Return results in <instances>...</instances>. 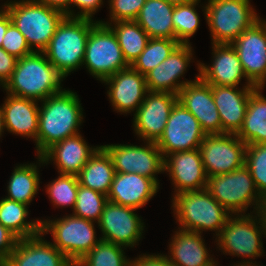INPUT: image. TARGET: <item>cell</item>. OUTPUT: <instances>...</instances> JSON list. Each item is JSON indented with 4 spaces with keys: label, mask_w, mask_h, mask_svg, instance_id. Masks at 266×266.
I'll return each mask as SVG.
<instances>
[{
    "label": "cell",
    "mask_w": 266,
    "mask_h": 266,
    "mask_svg": "<svg viewBox=\"0 0 266 266\" xmlns=\"http://www.w3.org/2000/svg\"><path fill=\"white\" fill-rule=\"evenodd\" d=\"M76 92L64 90L41 101L37 156L67 137L76 135L83 121V108Z\"/></svg>",
    "instance_id": "obj_1"
},
{
    "label": "cell",
    "mask_w": 266,
    "mask_h": 266,
    "mask_svg": "<svg viewBox=\"0 0 266 266\" xmlns=\"http://www.w3.org/2000/svg\"><path fill=\"white\" fill-rule=\"evenodd\" d=\"M63 79L44 52H32L17 60L3 89L7 94L41 102L64 90L61 86Z\"/></svg>",
    "instance_id": "obj_2"
},
{
    "label": "cell",
    "mask_w": 266,
    "mask_h": 266,
    "mask_svg": "<svg viewBox=\"0 0 266 266\" xmlns=\"http://www.w3.org/2000/svg\"><path fill=\"white\" fill-rule=\"evenodd\" d=\"M2 6L34 52H43L48 47L58 25L66 17L38 0H14Z\"/></svg>",
    "instance_id": "obj_3"
},
{
    "label": "cell",
    "mask_w": 266,
    "mask_h": 266,
    "mask_svg": "<svg viewBox=\"0 0 266 266\" xmlns=\"http://www.w3.org/2000/svg\"><path fill=\"white\" fill-rule=\"evenodd\" d=\"M97 22L86 18L65 17L58 25L43 52L64 78L83 66L87 38Z\"/></svg>",
    "instance_id": "obj_4"
},
{
    "label": "cell",
    "mask_w": 266,
    "mask_h": 266,
    "mask_svg": "<svg viewBox=\"0 0 266 266\" xmlns=\"http://www.w3.org/2000/svg\"><path fill=\"white\" fill-rule=\"evenodd\" d=\"M174 217L181 230L202 233L215 231L217 236L231 214L220 205L208 190L186 191L173 195ZM202 231V232H201Z\"/></svg>",
    "instance_id": "obj_5"
},
{
    "label": "cell",
    "mask_w": 266,
    "mask_h": 266,
    "mask_svg": "<svg viewBox=\"0 0 266 266\" xmlns=\"http://www.w3.org/2000/svg\"><path fill=\"white\" fill-rule=\"evenodd\" d=\"M203 5L212 43L232 44L260 19L250 0H208Z\"/></svg>",
    "instance_id": "obj_6"
},
{
    "label": "cell",
    "mask_w": 266,
    "mask_h": 266,
    "mask_svg": "<svg viewBox=\"0 0 266 266\" xmlns=\"http://www.w3.org/2000/svg\"><path fill=\"white\" fill-rule=\"evenodd\" d=\"M40 221L43 235L50 233L53 236L51 243L73 264L81 260L101 240L96 237L94 221L73 214Z\"/></svg>",
    "instance_id": "obj_7"
},
{
    "label": "cell",
    "mask_w": 266,
    "mask_h": 266,
    "mask_svg": "<svg viewBox=\"0 0 266 266\" xmlns=\"http://www.w3.org/2000/svg\"><path fill=\"white\" fill-rule=\"evenodd\" d=\"M206 189L231 214H246L249 206L256 210L251 213L257 212L261 195L245 165L230 173L208 177Z\"/></svg>",
    "instance_id": "obj_8"
},
{
    "label": "cell",
    "mask_w": 266,
    "mask_h": 266,
    "mask_svg": "<svg viewBox=\"0 0 266 266\" xmlns=\"http://www.w3.org/2000/svg\"><path fill=\"white\" fill-rule=\"evenodd\" d=\"M254 214L256 216L251 213L230 214L225 226L215 238L217 248L223 254L240 256L243 259L248 257L249 260L243 261L250 262L265 253L262 242L264 235L262 223L258 214L256 212Z\"/></svg>",
    "instance_id": "obj_9"
},
{
    "label": "cell",
    "mask_w": 266,
    "mask_h": 266,
    "mask_svg": "<svg viewBox=\"0 0 266 266\" xmlns=\"http://www.w3.org/2000/svg\"><path fill=\"white\" fill-rule=\"evenodd\" d=\"M83 65L101 82L116 72L129 67L113 30L97 22L90 30L86 42Z\"/></svg>",
    "instance_id": "obj_10"
},
{
    "label": "cell",
    "mask_w": 266,
    "mask_h": 266,
    "mask_svg": "<svg viewBox=\"0 0 266 266\" xmlns=\"http://www.w3.org/2000/svg\"><path fill=\"white\" fill-rule=\"evenodd\" d=\"M246 147L236 134L206 135L199 151L207 177L230 173L243 167Z\"/></svg>",
    "instance_id": "obj_11"
},
{
    "label": "cell",
    "mask_w": 266,
    "mask_h": 266,
    "mask_svg": "<svg viewBox=\"0 0 266 266\" xmlns=\"http://www.w3.org/2000/svg\"><path fill=\"white\" fill-rule=\"evenodd\" d=\"M145 146L111 144L101 145L110 156L114 169L119 173H136L153 179L164 172V157L156 142L145 141Z\"/></svg>",
    "instance_id": "obj_12"
},
{
    "label": "cell",
    "mask_w": 266,
    "mask_h": 266,
    "mask_svg": "<svg viewBox=\"0 0 266 266\" xmlns=\"http://www.w3.org/2000/svg\"><path fill=\"white\" fill-rule=\"evenodd\" d=\"M205 136L195 116L178 101L173 106L164 132L156 144L165 157L174 152L199 148Z\"/></svg>",
    "instance_id": "obj_13"
},
{
    "label": "cell",
    "mask_w": 266,
    "mask_h": 266,
    "mask_svg": "<svg viewBox=\"0 0 266 266\" xmlns=\"http://www.w3.org/2000/svg\"><path fill=\"white\" fill-rule=\"evenodd\" d=\"M137 209L108 201L97 223L102 232L101 240L132 247L142 239L144 222L134 211Z\"/></svg>",
    "instance_id": "obj_14"
},
{
    "label": "cell",
    "mask_w": 266,
    "mask_h": 266,
    "mask_svg": "<svg viewBox=\"0 0 266 266\" xmlns=\"http://www.w3.org/2000/svg\"><path fill=\"white\" fill-rule=\"evenodd\" d=\"M247 79L264 89L266 83V21L260 18L231 44Z\"/></svg>",
    "instance_id": "obj_15"
},
{
    "label": "cell",
    "mask_w": 266,
    "mask_h": 266,
    "mask_svg": "<svg viewBox=\"0 0 266 266\" xmlns=\"http://www.w3.org/2000/svg\"><path fill=\"white\" fill-rule=\"evenodd\" d=\"M177 102L178 95L176 94L148 91L142 104L133 113L135 134L143 141L157 142Z\"/></svg>",
    "instance_id": "obj_16"
},
{
    "label": "cell",
    "mask_w": 266,
    "mask_h": 266,
    "mask_svg": "<svg viewBox=\"0 0 266 266\" xmlns=\"http://www.w3.org/2000/svg\"><path fill=\"white\" fill-rule=\"evenodd\" d=\"M192 59L191 44H179L162 63L145 74L148 91L178 95L187 83L193 82L179 80L185 74Z\"/></svg>",
    "instance_id": "obj_17"
},
{
    "label": "cell",
    "mask_w": 266,
    "mask_h": 266,
    "mask_svg": "<svg viewBox=\"0 0 266 266\" xmlns=\"http://www.w3.org/2000/svg\"><path fill=\"white\" fill-rule=\"evenodd\" d=\"M178 101L195 116L206 135L222 134L221 119L211 85L204 82L199 74L180 90Z\"/></svg>",
    "instance_id": "obj_18"
},
{
    "label": "cell",
    "mask_w": 266,
    "mask_h": 266,
    "mask_svg": "<svg viewBox=\"0 0 266 266\" xmlns=\"http://www.w3.org/2000/svg\"><path fill=\"white\" fill-rule=\"evenodd\" d=\"M164 171L168 172L174 195L207 187L206 175L199 148L174 152L164 157Z\"/></svg>",
    "instance_id": "obj_19"
},
{
    "label": "cell",
    "mask_w": 266,
    "mask_h": 266,
    "mask_svg": "<svg viewBox=\"0 0 266 266\" xmlns=\"http://www.w3.org/2000/svg\"><path fill=\"white\" fill-rule=\"evenodd\" d=\"M102 83L109 85L108 98L113 108L121 114L136 112L148 93L145 75L131 66L116 72Z\"/></svg>",
    "instance_id": "obj_20"
},
{
    "label": "cell",
    "mask_w": 266,
    "mask_h": 266,
    "mask_svg": "<svg viewBox=\"0 0 266 266\" xmlns=\"http://www.w3.org/2000/svg\"><path fill=\"white\" fill-rule=\"evenodd\" d=\"M212 63L207 66L197 63L199 77L209 85L234 86L246 80V85H253L246 77L238 54L231 44H212Z\"/></svg>",
    "instance_id": "obj_21"
},
{
    "label": "cell",
    "mask_w": 266,
    "mask_h": 266,
    "mask_svg": "<svg viewBox=\"0 0 266 266\" xmlns=\"http://www.w3.org/2000/svg\"><path fill=\"white\" fill-rule=\"evenodd\" d=\"M43 233L18 239L15 249L1 266H71L73 263Z\"/></svg>",
    "instance_id": "obj_22"
},
{
    "label": "cell",
    "mask_w": 266,
    "mask_h": 266,
    "mask_svg": "<svg viewBox=\"0 0 266 266\" xmlns=\"http://www.w3.org/2000/svg\"><path fill=\"white\" fill-rule=\"evenodd\" d=\"M254 85L234 86L211 85L212 96L222 124V134H237L243 125L248 101Z\"/></svg>",
    "instance_id": "obj_23"
},
{
    "label": "cell",
    "mask_w": 266,
    "mask_h": 266,
    "mask_svg": "<svg viewBox=\"0 0 266 266\" xmlns=\"http://www.w3.org/2000/svg\"><path fill=\"white\" fill-rule=\"evenodd\" d=\"M153 179L136 173L116 172L108 193V201L139 209L159 191Z\"/></svg>",
    "instance_id": "obj_24"
},
{
    "label": "cell",
    "mask_w": 266,
    "mask_h": 266,
    "mask_svg": "<svg viewBox=\"0 0 266 266\" xmlns=\"http://www.w3.org/2000/svg\"><path fill=\"white\" fill-rule=\"evenodd\" d=\"M98 147H90L78 133L55 143L41 157L45 165L54 161L59 174L77 176Z\"/></svg>",
    "instance_id": "obj_25"
},
{
    "label": "cell",
    "mask_w": 266,
    "mask_h": 266,
    "mask_svg": "<svg viewBox=\"0 0 266 266\" xmlns=\"http://www.w3.org/2000/svg\"><path fill=\"white\" fill-rule=\"evenodd\" d=\"M38 101L7 94L3 103L4 127L10 133L32 138L36 143L39 124Z\"/></svg>",
    "instance_id": "obj_26"
},
{
    "label": "cell",
    "mask_w": 266,
    "mask_h": 266,
    "mask_svg": "<svg viewBox=\"0 0 266 266\" xmlns=\"http://www.w3.org/2000/svg\"><path fill=\"white\" fill-rule=\"evenodd\" d=\"M170 240V256L166 257L174 266H208L214 261L208 253L202 233L179 229Z\"/></svg>",
    "instance_id": "obj_27"
},
{
    "label": "cell",
    "mask_w": 266,
    "mask_h": 266,
    "mask_svg": "<svg viewBox=\"0 0 266 266\" xmlns=\"http://www.w3.org/2000/svg\"><path fill=\"white\" fill-rule=\"evenodd\" d=\"M174 6L166 0H146L135 21L149 38L174 39Z\"/></svg>",
    "instance_id": "obj_28"
},
{
    "label": "cell",
    "mask_w": 266,
    "mask_h": 266,
    "mask_svg": "<svg viewBox=\"0 0 266 266\" xmlns=\"http://www.w3.org/2000/svg\"><path fill=\"white\" fill-rule=\"evenodd\" d=\"M115 174L110 156L99 146L77 177L80 185L108 195Z\"/></svg>",
    "instance_id": "obj_29"
},
{
    "label": "cell",
    "mask_w": 266,
    "mask_h": 266,
    "mask_svg": "<svg viewBox=\"0 0 266 266\" xmlns=\"http://www.w3.org/2000/svg\"><path fill=\"white\" fill-rule=\"evenodd\" d=\"M256 87L249 98L243 125L236 134L246 145L266 143V97Z\"/></svg>",
    "instance_id": "obj_30"
},
{
    "label": "cell",
    "mask_w": 266,
    "mask_h": 266,
    "mask_svg": "<svg viewBox=\"0 0 266 266\" xmlns=\"http://www.w3.org/2000/svg\"><path fill=\"white\" fill-rule=\"evenodd\" d=\"M37 164L27 163L20 164L14 168V171L9 179L5 198L29 205L34 199L40 186L39 168L40 164L45 166L43 158L37 156Z\"/></svg>",
    "instance_id": "obj_31"
},
{
    "label": "cell",
    "mask_w": 266,
    "mask_h": 266,
    "mask_svg": "<svg viewBox=\"0 0 266 266\" xmlns=\"http://www.w3.org/2000/svg\"><path fill=\"white\" fill-rule=\"evenodd\" d=\"M28 205L2 198L0 200V223L18 239L35 236L41 232V221H27Z\"/></svg>",
    "instance_id": "obj_32"
},
{
    "label": "cell",
    "mask_w": 266,
    "mask_h": 266,
    "mask_svg": "<svg viewBox=\"0 0 266 266\" xmlns=\"http://www.w3.org/2000/svg\"><path fill=\"white\" fill-rule=\"evenodd\" d=\"M99 22L108 25L113 30L123 57L127 64L131 66L145 49L150 39L148 34L135 20L112 22L114 25L102 20H99Z\"/></svg>",
    "instance_id": "obj_33"
},
{
    "label": "cell",
    "mask_w": 266,
    "mask_h": 266,
    "mask_svg": "<svg viewBox=\"0 0 266 266\" xmlns=\"http://www.w3.org/2000/svg\"><path fill=\"white\" fill-rule=\"evenodd\" d=\"M180 43L174 39L150 38L131 67L145 75L162 63Z\"/></svg>",
    "instance_id": "obj_34"
},
{
    "label": "cell",
    "mask_w": 266,
    "mask_h": 266,
    "mask_svg": "<svg viewBox=\"0 0 266 266\" xmlns=\"http://www.w3.org/2000/svg\"><path fill=\"white\" fill-rule=\"evenodd\" d=\"M125 247L100 240L81 260L78 266H129Z\"/></svg>",
    "instance_id": "obj_35"
},
{
    "label": "cell",
    "mask_w": 266,
    "mask_h": 266,
    "mask_svg": "<svg viewBox=\"0 0 266 266\" xmlns=\"http://www.w3.org/2000/svg\"><path fill=\"white\" fill-rule=\"evenodd\" d=\"M199 3V1H194L174 6L172 14L174 40H177L180 44H190L189 38L198 30L200 17L195 7Z\"/></svg>",
    "instance_id": "obj_36"
},
{
    "label": "cell",
    "mask_w": 266,
    "mask_h": 266,
    "mask_svg": "<svg viewBox=\"0 0 266 266\" xmlns=\"http://www.w3.org/2000/svg\"><path fill=\"white\" fill-rule=\"evenodd\" d=\"M107 202V195L79 184L72 214L98 223Z\"/></svg>",
    "instance_id": "obj_37"
},
{
    "label": "cell",
    "mask_w": 266,
    "mask_h": 266,
    "mask_svg": "<svg viewBox=\"0 0 266 266\" xmlns=\"http://www.w3.org/2000/svg\"><path fill=\"white\" fill-rule=\"evenodd\" d=\"M46 187L48 197L56 208L71 206L74 209L79 187L76 175L60 174Z\"/></svg>",
    "instance_id": "obj_38"
},
{
    "label": "cell",
    "mask_w": 266,
    "mask_h": 266,
    "mask_svg": "<svg viewBox=\"0 0 266 266\" xmlns=\"http://www.w3.org/2000/svg\"><path fill=\"white\" fill-rule=\"evenodd\" d=\"M245 166L249 169L261 195L266 191V143L247 145Z\"/></svg>",
    "instance_id": "obj_39"
},
{
    "label": "cell",
    "mask_w": 266,
    "mask_h": 266,
    "mask_svg": "<svg viewBox=\"0 0 266 266\" xmlns=\"http://www.w3.org/2000/svg\"><path fill=\"white\" fill-rule=\"evenodd\" d=\"M8 54L15 56L17 59L34 52L28 45L24 35L11 23L3 37L2 46Z\"/></svg>",
    "instance_id": "obj_40"
},
{
    "label": "cell",
    "mask_w": 266,
    "mask_h": 266,
    "mask_svg": "<svg viewBox=\"0 0 266 266\" xmlns=\"http://www.w3.org/2000/svg\"><path fill=\"white\" fill-rule=\"evenodd\" d=\"M146 0H109L110 21L136 20Z\"/></svg>",
    "instance_id": "obj_41"
},
{
    "label": "cell",
    "mask_w": 266,
    "mask_h": 266,
    "mask_svg": "<svg viewBox=\"0 0 266 266\" xmlns=\"http://www.w3.org/2000/svg\"><path fill=\"white\" fill-rule=\"evenodd\" d=\"M18 238L0 223V266L15 249Z\"/></svg>",
    "instance_id": "obj_42"
},
{
    "label": "cell",
    "mask_w": 266,
    "mask_h": 266,
    "mask_svg": "<svg viewBox=\"0 0 266 266\" xmlns=\"http://www.w3.org/2000/svg\"><path fill=\"white\" fill-rule=\"evenodd\" d=\"M17 58L0 47V86L3 87L13 73Z\"/></svg>",
    "instance_id": "obj_43"
},
{
    "label": "cell",
    "mask_w": 266,
    "mask_h": 266,
    "mask_svg": "<svg viewBox=\"0 0 266 266\" xmlns=\"http://www.w3.org/2000/svg\"><path fill=\"white\" fill-rule=\"evenodd\" d=\"M101 5H103V0H71V6H77L80 10L77 12L76 18L94 20L92 19L93 15L101 8Z\"/></svg>",
    "instance_id": "obj_44"
},
{
    "label": "cell",
    "mask_w": 266,
    "mask_h": 266,
    "mask_svg": "<svg viewBox=\"0 0 266 266\" xmlns=\"http://www.w3.org/2000/svg\"><path fill=\"white\" fill-rule=\"evenodd\" d=\"M129 266H174L164 254H142L130 260Z\"/></svg>",
    "instance_id": "obj_45"
},
{
    "label": "cell",
    "mask_w": 266,
    "mask_h": 266,
    "mask_svg": "<svg viewBox=\"0 0 266 266\" xmlns=\"http://www.w3.org/2000/svg\"><path fill=\"white\" fill-rule=\"evenodd\" d=\"M50 8L61 11L66 17L76 18L74 10H71V0H38Z\"/></svg>",
    "instance_id": "obj_46"
},
{
    "label": "cell",
    "mask_w": 266,
    "mask_h": 266,
    "mask_svg": "<svg viewBox=\"0 0 266 266\" xmlns=\"http://www.w3.org/2000/svg\"><path fill=\"white\" fill-rule=\"evenodd\" d=\"M11 23L12 20L8 12L3 7L0 8V47L2 46V41L6 30Z\"/></svg>",
    "instance_id": "obj_47"
},
{
    "label": "cell",
    "mask_w": 266,
    "mask_h": 266,
    "mask_svg": "<svg viewBox=\"0 0 266 266\" xmlns=\"http://www.w3.org/2000/svg\"><path fill=\"white\" fill-rule=\"evenodd\" d=\"M256 213H266V191L261 194L260 203Z\"/></svg>",
    "instance_id": "obj_48"
},
{
    "label": "cell",
    "mask_w": 266,
    "mask_h": 266,
    "mask_svg": "<svg viewBox=\"0 0 266 266\" xmlns=\"http://www.w3.org/2000/svg\"><path fill=\"white\" fill-rule=\"evenodd\" d=\"M166 1L173 5H181V4H187V3H191L194 1H201V0H166Z\"/></svg>",
    "instance_id": "obj_49"
},
{
    "label": "cell",
    "mask_w": 266,
    "mask_h": 266,
    "mask_svg": "<svg viewBox=\"0 0 266 266\" xmlns=\"http://www.w3.org/2000/svg\"><path fill=\"white\" fill-rule=\"evenodd\" d=\"M259 216V219L261 220L262 227H263V233L266 237V213H257Z\"/></svg>",
    "instance_id": "obj_50"
},
{
    "label": "cell",
    "mask_w": 266,
    "mask_h": 266,
    "mask_svg": "<svg viewBox=\"0 0 266 266\" xmlns=\"http://www.w3.org/2000/svg\"><path fill=\"white\" fill-rule=\"evenodd\" d=\"M4 131L5 127H4L3 111L2 107L0 106V137L2 136Z\"/></svg>",
    "instance_id": "obj_51"
},
{
    "label": "cell",
    "mask_w": 266,
    "mask_h": 266,
    "mask_svg": "<svg viewBox=\"0 0 266 266\" xmlns=\"http://www.w3.org/2000/svg\"><path fill=\"white\" fill-rule=\"evenodd\" d=\"M256 261L253 263V261H241L240 263L237 264H234L233 266H261V265H256Z\"/></svg>",
    "instance_id": "obj_52"
},
{
    "label": "cell",
    "mask_w": 266,
    "mask_h": 266,
    "mask_svg": "<svg viewBox=\"0 0 266 266\" xmlns=\"http://www.w3.org/2000/svg\"><path fill=\"white\" fill-rule=\"evenodd\" d=\"M208 266H218V262L217 261H213L210 265H208Z\"/></svg>",
    "instance_id": "obj_53"
}]
</instances>
